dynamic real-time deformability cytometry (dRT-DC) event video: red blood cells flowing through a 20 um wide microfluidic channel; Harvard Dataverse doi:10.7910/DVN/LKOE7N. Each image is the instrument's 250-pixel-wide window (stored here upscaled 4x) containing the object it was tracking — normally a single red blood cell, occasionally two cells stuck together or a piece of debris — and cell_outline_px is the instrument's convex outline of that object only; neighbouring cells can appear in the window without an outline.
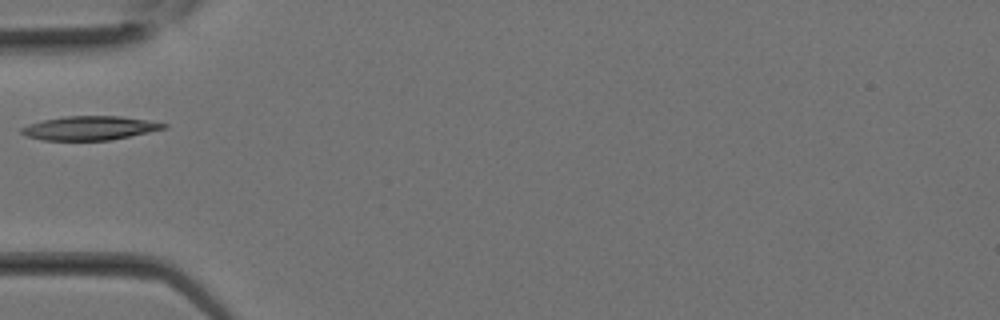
{"species": "Egyptian fruit bat (a non-hibernating species)", "species_latin": "Rousettus aegyptiacus", "temperature_condition": "room temperature", "stored_images_in_passage": 7, "camera_frame_rate_fps": 3000, "um_per_image_px": 0.085, "animal": {"sex": "female"}, "frame": {"image": 1, "passage_image": 1, "time_ms": 0.0, "image_size_px": [1000, 320], "cell_outline_px": [[168, 124], [164, 128], [148, 132], [112, 140], [44, 140], [28, 136], [20, 132], [20, 128], [28, 124], [44, 120], [64, 116], [120, 116]], "centroid_in_image_um": [7.58, 10.88], "position_along_channel_um": 77.4, "area_um2": 19.54}}
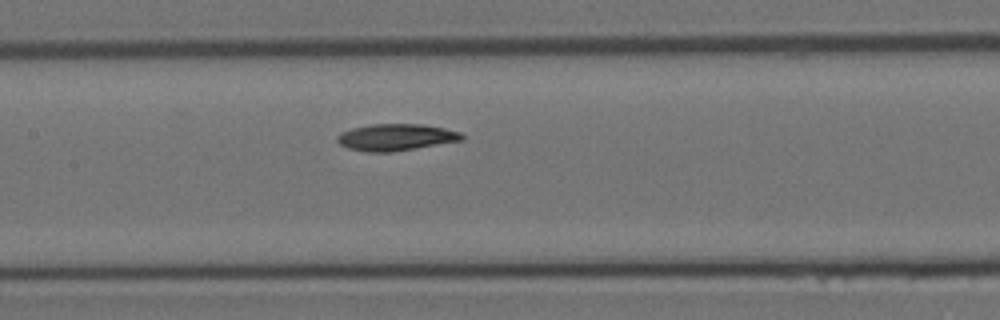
{"frame": {"image": 2, "passage_image": 5, "time_ms": 1.333, "image_size_px": [1000, 320], "cell_outline_px": [[464, 140], [392, 152], [364, 152], [348, 148], [340, 144], [336, 140], [336, 136], [340, 132], [352, 128], [368, 124], [424, 124], [444, 128], [460, 132], [464, 136]], "centroid_in_image_um": [33.63, 11.66], "position_along_channel_um": 173.8, "area_um2": 19.59}}
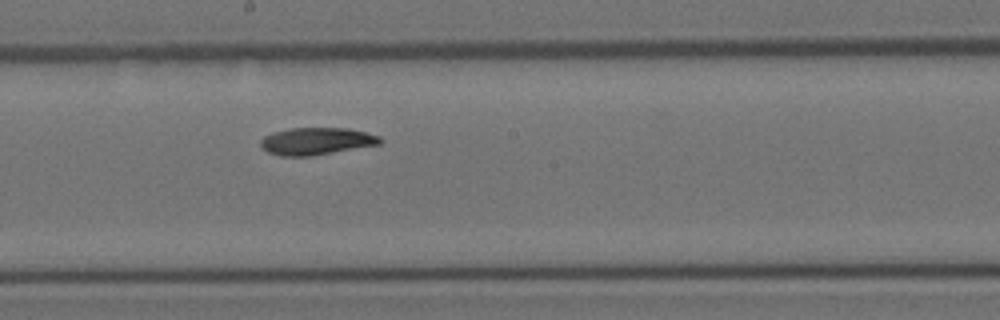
{"frame": {"image": 3, "passage_image": 7, "time_ms": 2.0, "image_size_px": [1000, 320], "cell_outline_px": [[384, 140], [380, 144], [312, 156], [280, 156], [268, 152], [260, 148], [260, 140], [264, 136], [272, 132], [292, 128], [348, 128], [380, 136]], "centroid_in_image_um": [26.87, 12.0], "position_along_channel_um": 221.3, "area_um2": 19.07}}